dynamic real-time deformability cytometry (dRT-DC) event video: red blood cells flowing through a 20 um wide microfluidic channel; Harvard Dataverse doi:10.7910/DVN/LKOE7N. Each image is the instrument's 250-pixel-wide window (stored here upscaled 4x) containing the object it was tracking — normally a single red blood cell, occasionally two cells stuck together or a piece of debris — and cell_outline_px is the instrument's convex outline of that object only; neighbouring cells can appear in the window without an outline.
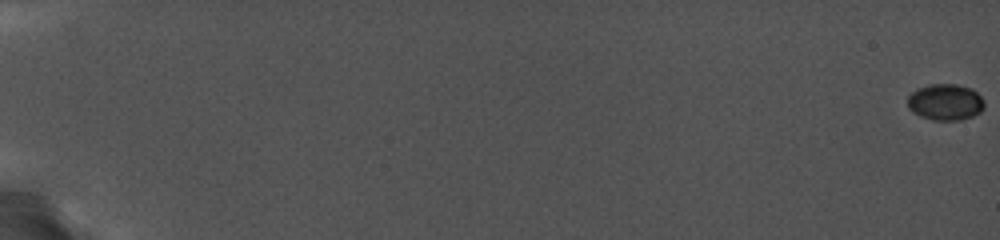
{"species": "common noctule bat (a hibernating species)", "species_latin": "Nyctalus noctula", "temperature_condition": "cold", "stored_images_in_passage": 28, "camera_frame_rate_fps": 5000, "um_per_image_px": 0.085, "animal": {"sex": "female", "body_mass_g": 19.0, "forearm_length_mm": 56.7}, "frame": {"image": 1, "passage_image": 1, "time_ms": 0.0, "image_size_px": [1000, 240], "cell_outline_px": [[984, 108], [980, 112], [972, 116], [960, 120], [932, 120], [920, 116], [912, 112], [908, 108], [908, 96], [916, 88], [928, 84], [956, 84], [972, 88], [984, 100]], "centroid_in_image_um": [80.34, 8.67], "position_along_channel_um": 4.7, "area_um2": 16.42}}
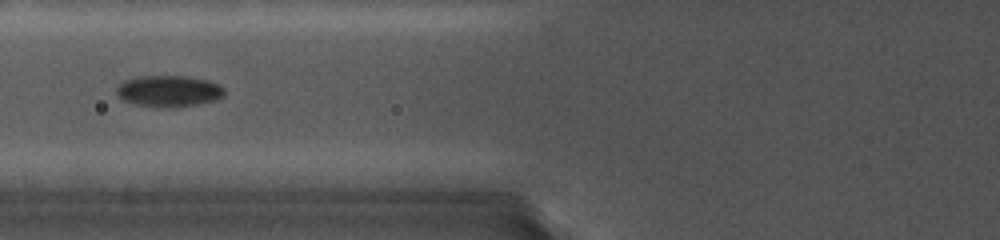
{"frame": {"image": 2, "passage_image": 18, "time_ms": 9.0, "image_size_px": [1000, 240], "cell_outline_px": [[224, 92], [220, 96], [212, 100], [192, 104], [164, 108], [136, 104], [124, 100], [116, 92], [116, 88], [124, 80], [136, 76], [188, 76], [208, 80], [220, 84], [224, 88]], "centroid_in_image_um": [14.31, 7.71], "position_along_channel_um": 111.5, "area_um2": 19.36}}
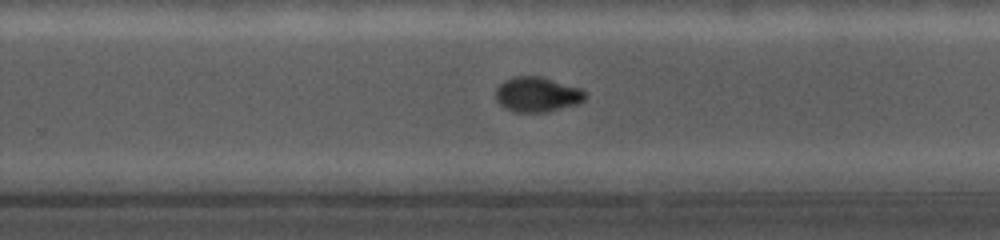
{"frame": {"image": 3, "passage_image": 27, "time_ms": 13.6, "image_size_px": [1000, 240], "cell_outline_px": [[588, 96], [584, 100], [576, 104], [544, 112], [516, 112], [504, 108], [496, 100], [496, 88], [504, 80], [516, 76], [540, 76], [580, 88], [588, 92]], "centroid_in_image_um": [45.66, 8.02], "position_along_channel_um": 284.1, "area_um2": 18.21}}